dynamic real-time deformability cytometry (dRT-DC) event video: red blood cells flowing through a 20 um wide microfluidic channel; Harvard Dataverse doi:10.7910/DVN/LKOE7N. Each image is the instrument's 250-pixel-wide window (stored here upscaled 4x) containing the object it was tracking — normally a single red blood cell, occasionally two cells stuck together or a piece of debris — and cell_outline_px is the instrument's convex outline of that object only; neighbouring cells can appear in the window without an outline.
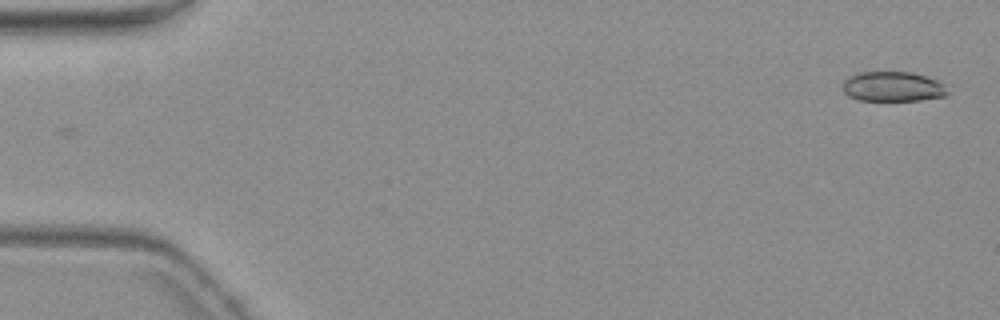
{"species": "common noctule bat (a hibernating species)", "species_latin": "Nyctalus noctula", "temperature_condition": "warm", "stored_images_in_passage": 2, "camera_frame_rate_fps": 3000, "um_per_image_px": 0.085, "animal": {"sex": "female", "body_mass_g": 19.3, "forearm_length_mm": 54.1}, "frame": {"image": 1, "passage_image": 2, "time_ms": 1.0, "image_size_px": [1000, 320], "cell_outline_px": [[948, 92], [944, 96], [920, 100], [860, 100], [848, 96], [844, 92], [844, 80], [848, 76], [856, 72], [912, 72], [936, 80], [944, 84]], "centroid_in_image_um": [75.86, 7.35], "position_along_channel_um": 9.1, "area_um2": 18.15}}